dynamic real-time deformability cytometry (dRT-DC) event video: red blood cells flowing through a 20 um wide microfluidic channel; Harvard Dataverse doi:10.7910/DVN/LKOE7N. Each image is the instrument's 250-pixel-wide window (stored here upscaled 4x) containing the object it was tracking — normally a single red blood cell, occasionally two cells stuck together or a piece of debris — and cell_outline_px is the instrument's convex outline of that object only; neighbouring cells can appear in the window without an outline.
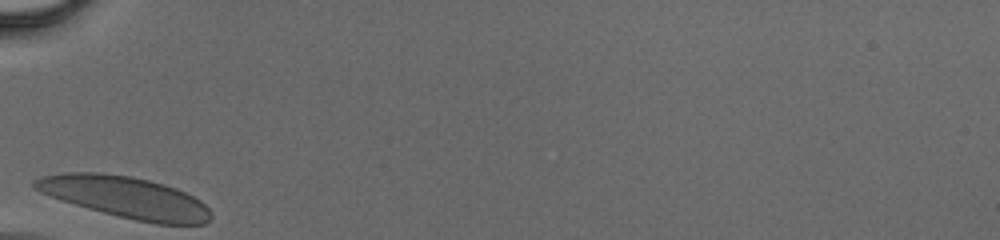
{"species": "human", "species_latin": "Homo sapiens", "temperature_condition": "cold", "stored_images_in_passage": 23, "camera_frame_rate_fps": 3000, "um_per_image_px": 0.085, "donor": {"sex": "male"}, "frame": {"image": 1, "passage_image": 1, "time_ms": 0.0, "image_size_px": [1000, 240], "cell_outline_px": [[212, 220], [204, 224], [156, 224], [136, 220], [88, 208], [60, 200], [40, 192], [32, 188], [32, 180], [44, 176], [64, 172], [100, 172], [128, 176], [148, 180], [164, 184], [176, 188], [200, 200], [208, 208], [212, 216]], "centroid_in_image_um": [10.65, 16.76], "position_along_channel_um": 74.4, "area_um2": 42.43}}
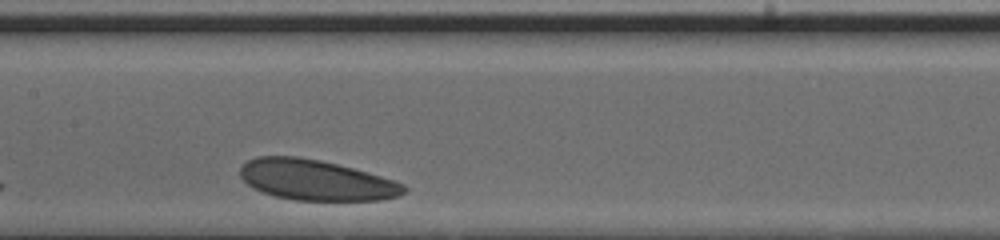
{"frame": {"image": 2, "passage_image": 9, "time_ms": 2.667, "image_size_px": [1000, 240], "cell_outline_px": [[408, 188], [400, 196], [380, 200], [296, 200], [276, 196], [252, 188], [240, 176], [240, 168], [248, 160], [256, 156], [300, 156], [320, 160], [352, 168], [380, 176], [404, 184]], "centroid_in_image_um": [26.85, 15.3], "position_along_channel_um": 180.5, "area_um2": 38.44}}
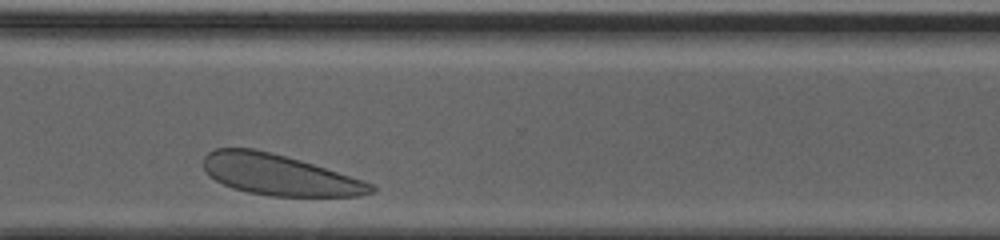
{"frame": {"image": 3, "passage_image": 21, "time_ms": 6.667, "image_size_px": [1000, 240], "cell_outline_px": [[376, 192], [356, 196], [272, 196], [248, 192], [232, 188], [208, 176], [204, 172], [204, 156], [208, 152], [216, 148], [252, 148], [272, 152], [300, 160], [376, 184]], "centroid_in_image_um": [23.73, 14.86], "position_along_channel_um": 346.9, "area_um2": 39.88}}